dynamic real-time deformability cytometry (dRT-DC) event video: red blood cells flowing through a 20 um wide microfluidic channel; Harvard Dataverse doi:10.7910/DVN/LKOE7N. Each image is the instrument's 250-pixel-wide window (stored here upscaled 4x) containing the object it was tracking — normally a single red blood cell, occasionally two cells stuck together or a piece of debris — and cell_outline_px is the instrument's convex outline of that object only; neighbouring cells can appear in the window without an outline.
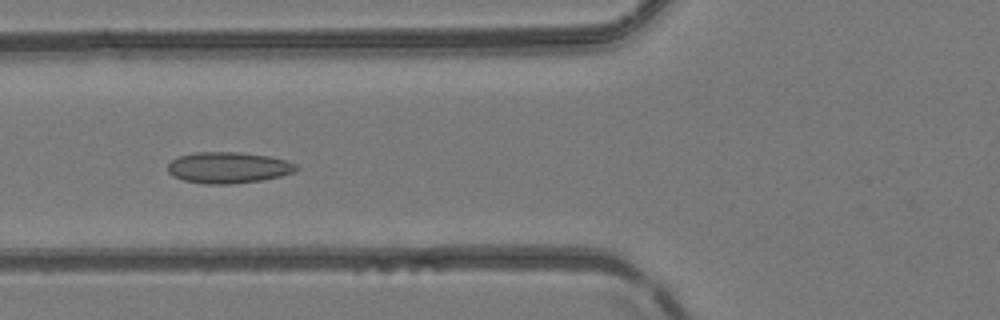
{"species": "common noctule bat (a hibernating species)", "species_latin": "Nyctalus noctula", "temperature_condition": "room temperature", "stored_images_in_passage": 46, "camera_frame_rate_fps": 3000, "um_per_image_px": 0.085, "animal": {"sex": "female", "body_mass_g": 24.6, "forearm_length_mm": 56.2}, "frame": {"image": 1, "passage_image": 19, "time_ms": 6.0, "image_size_px": [1000, 320], "cell_outline_px": [[300, 168], [292, 172], [280, 176], [260, 180], [232, 184], [204, 184], [184, 180], [172, 176], [168, 172], [168, 164], [172, 160], [180, 156], [196, 152], [240, 152], [268, 156], [284, 160], [296, 164]], "centroid_in_image_um": [19.38, 14.25], "position_along_channel_um": 106.4, "area_um2": 23.24}}
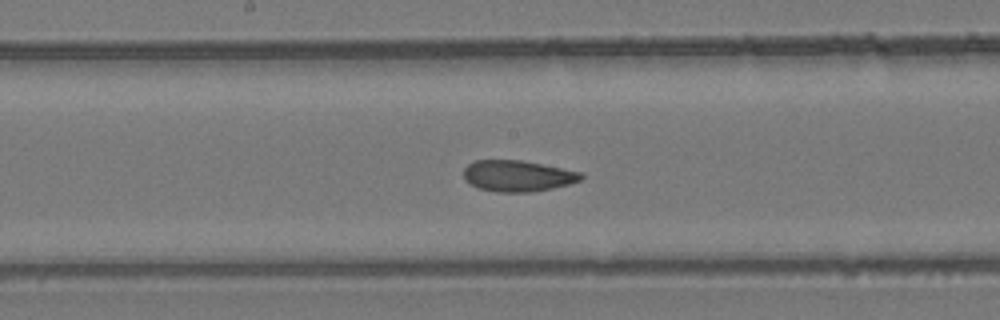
{"frame": {"image": 2, "passage_image": 26, "time_ms": 8.333, "image_size_px": [1000, 320], "cell_outline_px": [[584, 176], [580, 180], [568, 184], [552, 188], [532, 192], [496, 192], [480, 188], [464, 180], [464, 168], [468, 164], [476, 160], [520, 160], [584, 172]], "centroid_in_image_um": [44.01, 14.95], "position_along_channel_um": 204.2, "area_um2": 21.27}}
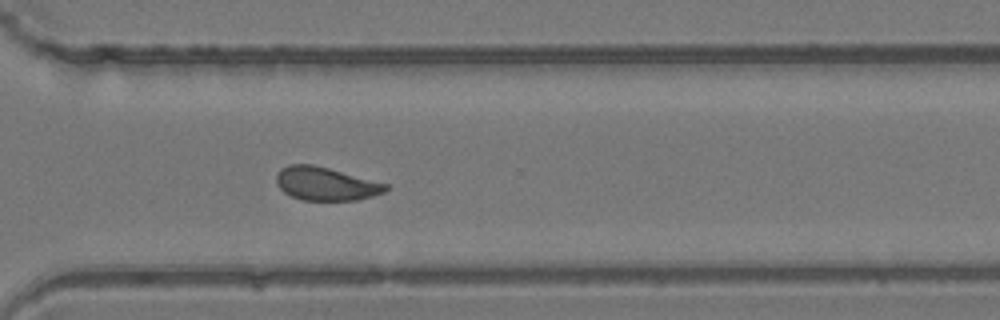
{"frame": {"image": 3, "passage_image": 36, "time_ms": 11.667, "image_size_px": [1000, 320], "cell_outline_px": [[388, 188], [384, 192], [372, 196], [356, 200], [304, 200], [292, 196], [284, 192], [276, 184], [276, 176], [280, 168], [288, 164], [312, 164], [328, 168], [388, 184]], "centroid_in_image_um": [27.66, 15.61], "position_along_channel_um": 342.9, "area_um2": 21.1}, "authors_computed_cell_mechanics": {"area_um2": 22.0218, "velocity_mm_per_s": 4.1746, "shape_relaxation_time_tau1_ms": 8.5216, "shape_relaxation_time_tau2_ms": 1.5213, "deformation_change_tau1": 0.1588, "deformation_change_tau2": 0.0854}}